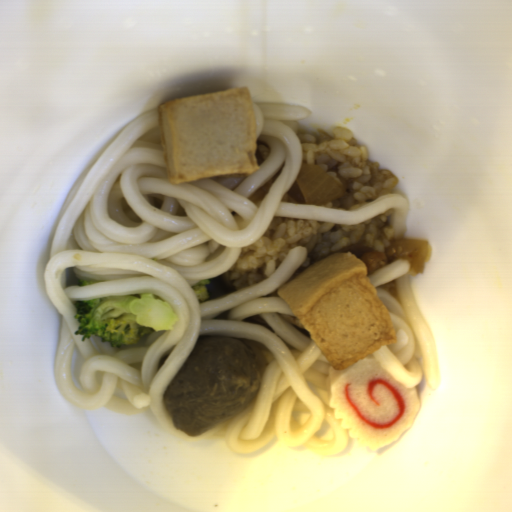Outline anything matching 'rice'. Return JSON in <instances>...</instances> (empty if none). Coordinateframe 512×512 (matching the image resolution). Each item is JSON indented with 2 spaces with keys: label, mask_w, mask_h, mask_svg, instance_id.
Wrapping results in <instances>:
<instances>
[{
  "label": "rice",
  "mask_w": 512,
  "mask_h": 512,
  "mask_svg": "<svg viewBox=\"0 0 512 512\" xmlns=\"http://www.w3.org/2000/svg\"><path fill=\"white\" fill-rule=\"evenodd\" d=\"M391 214L390 209L360 224L276 216L254 243L241 249L237 260L224 272L226 284L232 293L262 282L296 247L305 248L307 257L285 283L337 252L352 254L360 261L365 252H384L395 240L388 225Z\"/></svg>",
  "instance_id": "652b925c"
},
{
  "label": "rice",
  "mask_w": 512,
  "mask_h": 512,
  "mask_svg": "<svg viewBox=\"0 0 512 512\" xmlns=\"http://www.w3.org/2000/svg\"><path fill=\"white\" fill-rule=\"evenodd\" d=\"M278 316L287 321L290 325L296 328L299 332L310 338L308 329L304 328L296 315L279 314Z\"/></svg>",
  "instance_id": "b023fe2a"
},
{
  "label": "rice",
  "mask_w": 512,
  "mask_h": 512,
  "mask_svg": "<svg viewBox=\"0 0 512 512\" xmlns=\"http://www.w3.org/2000/svg\"><path fill=\"white\" fill-rule=\"evenodd\" d=\"M271 151L268 146L263 141H260L256 138V151H255V157H256V163L257 166L265 162L267 159L270 158Z\"/></svg>",
  "instance_id": "acb35da6"
},
{
  "label": "rice",
  "mask_w": 512,
  "mask_h": 512,
  "mask_svg": "<svg viewBox=\"0 0 512 512\" xmlns=\"http://www.w3.org/2000/svg\"><path fill=\"white\" fill-rule=\"evenodd\" d=\"M283 201L308 204L304 198V195L302 193V190H301L297 180L293 183V185L290 187V189L284 195Z\"/></svg>",
  "instance_id": "8eca5e8b"
},
{
  "label": "rice",
  "mask_w": 512,
  "mask_h": 512,
  "mask_svg": "<svg viewBox=\"0 0 512 512\" xmlns=\"http://www.w3.org/2000/svg\"><path fill=\"white\" fill-rule=\"evenodd\" d=\"M332 139L318 141L316 136L297 131L302 146L303 164L318 165L333 177L343 190L341 196L322 206L354 211L389 194L400 180L392 172L371 161L366 146H361L351 129L335 127Z\"/></svg>",
  "instance_id": "023b6e5f"
}]
</instances>
